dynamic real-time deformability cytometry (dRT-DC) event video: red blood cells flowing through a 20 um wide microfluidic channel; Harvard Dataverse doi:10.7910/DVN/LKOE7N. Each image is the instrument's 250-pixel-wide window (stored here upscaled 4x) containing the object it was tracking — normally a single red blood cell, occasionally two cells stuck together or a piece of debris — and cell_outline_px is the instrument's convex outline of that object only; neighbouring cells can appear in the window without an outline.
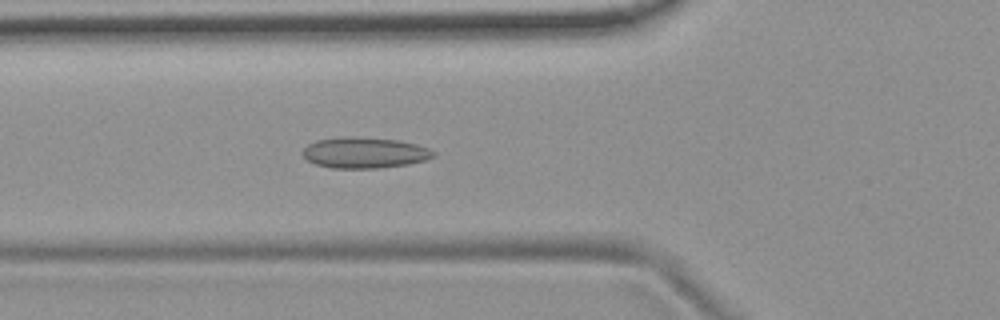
{"species": "common noctule bat (a hibernating species)", "species_latin": "Nyctalus noctula", "temperature_condition": "room temperature", "stored_images_in_passage": 53, "camera_frame_rate_fps": 3000, "um_per_image_px": 0.085, "animal": {"sex": "female", "body_mass_g": 19.9}, "frame": {"image": 1, "passage_image": 19, "time_ms": 6.0, "image_size_px": [1000, 320], "cell_outline_px": [[436, 156], [424, 160], [408, 164], [380, 168], [332, 168], [316, 164], [308, 160], [304, 156], [304, 148], [308, 144], [316, 140], [344, 136], [348, 136], [400, 140], [416, 144], [428, 148], [436, 152]], "centroid_in_image_um": [31.01, 12.97], "position_along_channel_um": 94.8, "area_um2": 23.52}}
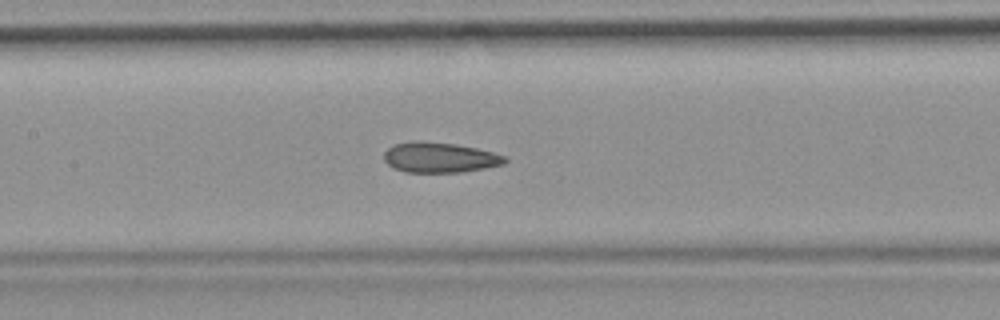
{"frame": {"image": 2, "passage_image": 25, "time_ms": 8.0, "image_size_px": [1000, 320], "cell_outline_px": [[508, 160], [504, 164], [484, 168], [460, 172], [404, 172], [392, 168], [384, 160], [384, 152], [388, 148], [396, 144], [416, 140], [456, 144], [476, 148], [508, 156]], "centroid_in_image_um": [37.37, 13.38], "position_along_channel_um": 170.0, "area_um2": 21.39}}
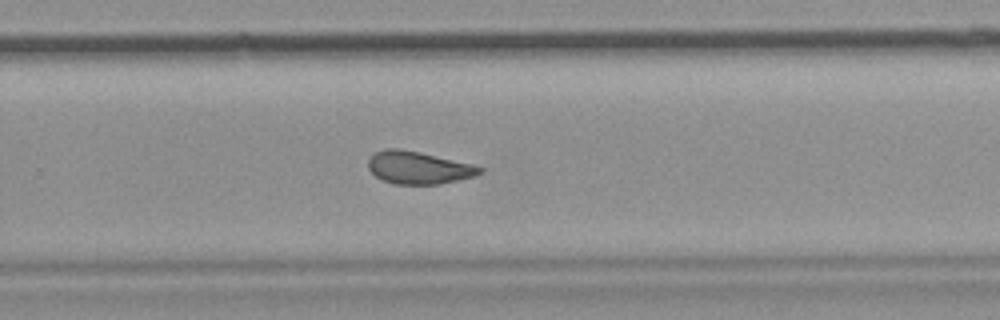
{"frame": {"image": 3, "passage_image": 35, "time_ms": 11.333, "image_size_px": [1000, 320], "cell_outline_px": [[484, 172], [476, 176], [440, 184], [392, 184], [376, 176], [368, 168], [368, 160], [376, 152], [384, 148], [400, 148], [420, 152], [472, 164], [484, 168]], "centroid_in_image_um": [35.59, 14.25], "position_along_channel_um": 294.2, "area_um2": 21.21}, "authors_computed_cell_mechanics": {"area_um2": 22.0796, "velocity_mm_per_s": 3.7455, "shape_relaxation_time_tau1_ms": null, "shape_relaxation_time_tau2_ms": 2.18, "deformation_change_tau1": null, "deformation_change_tau2": 0.0785}}